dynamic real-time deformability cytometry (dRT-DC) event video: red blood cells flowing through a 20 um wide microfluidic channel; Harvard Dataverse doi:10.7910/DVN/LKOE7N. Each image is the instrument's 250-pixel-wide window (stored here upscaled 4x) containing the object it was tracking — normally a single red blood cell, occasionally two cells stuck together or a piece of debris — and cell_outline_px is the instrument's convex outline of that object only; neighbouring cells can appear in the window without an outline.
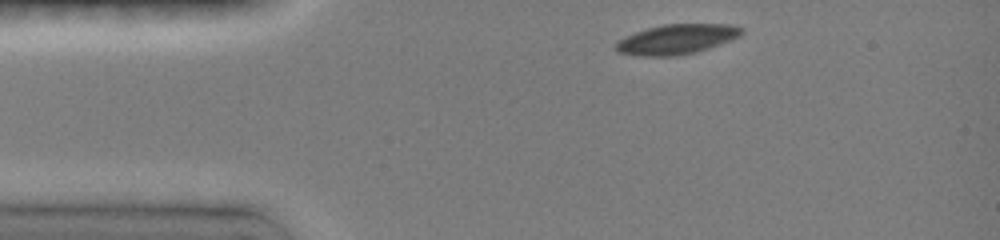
{"species": "common noctule bat (a hibernating species)", "species_latin": "Nyctalus noctula", "temperature_condition": "room temperature", "stored_images_in_passage": 10, "camera_frame_rate_fps": 3000, "um_per_image_px": 0.085, "animal": {"sex": "female", "body_mass_g": 19.0, "forearm_length_mm": 51.5}, "frame": {"image": 1, "passage_image": 1, "time_ms": 0.0, "image_size_px": [1000, 240], "cell_outline_px": [[744, 32], [740, 36], [732, 40], [696, 52], [676, 56], [636, 56], [616, 52], [616, 44], [620, 40], [636, 32], [648, 28], [664, 24], [732, 24], [744, 28]], "centroid_in_image_um": [57.57, 3.34], "position_along_channel_um": 27.4, "area_um2": 21.91}}
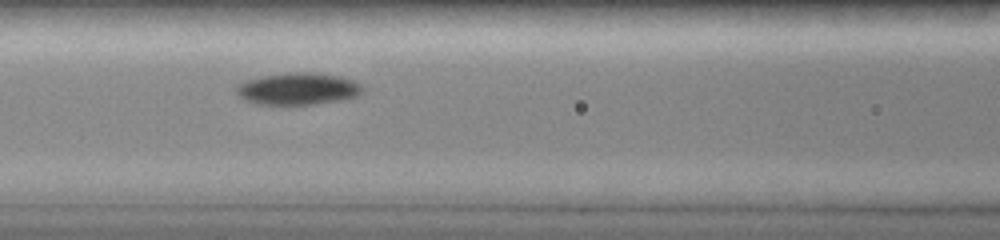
{"frame": {"image": 2, "passage_image": 7, "time_ms": 4.0, "image_size_px": [1000, 240], "cell_outline_px": [[364, 92], [348, 100], [312, 104], [256, 104], [244, 100], [236, 92], [236, 84], [244, 80], [264, 76], [288, 72], [316, 72], [340, 76], [352, 80], [360, 84], [364, 88]], "centroid_in_image_um": [25.35, 7.54], "position_along_channel_um": 141.3, "area_um2": 23.87}}
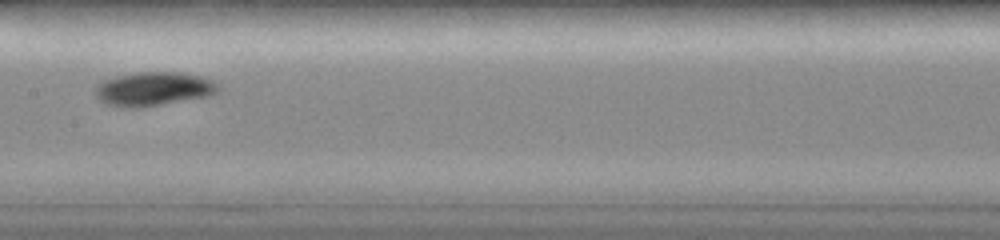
{"frame": {"image": 3, "passage_image": 9, "time_ms": 5.333, "image_size_px": [1000, 240], "cell_outline_px": [[220, 92], [208, 96], [140, 108], [128, 108], [108, 104], [100, 100], [96, 96], [96, 88], [100, 80], [116, 76], [136, 72], [180, 72], [200, 76], [212, 80], [220, 88]], "centroid_in_image_um": [13.05, 7.55], "position_along_channel_um": 194.4, "area_um2": 24.33}}